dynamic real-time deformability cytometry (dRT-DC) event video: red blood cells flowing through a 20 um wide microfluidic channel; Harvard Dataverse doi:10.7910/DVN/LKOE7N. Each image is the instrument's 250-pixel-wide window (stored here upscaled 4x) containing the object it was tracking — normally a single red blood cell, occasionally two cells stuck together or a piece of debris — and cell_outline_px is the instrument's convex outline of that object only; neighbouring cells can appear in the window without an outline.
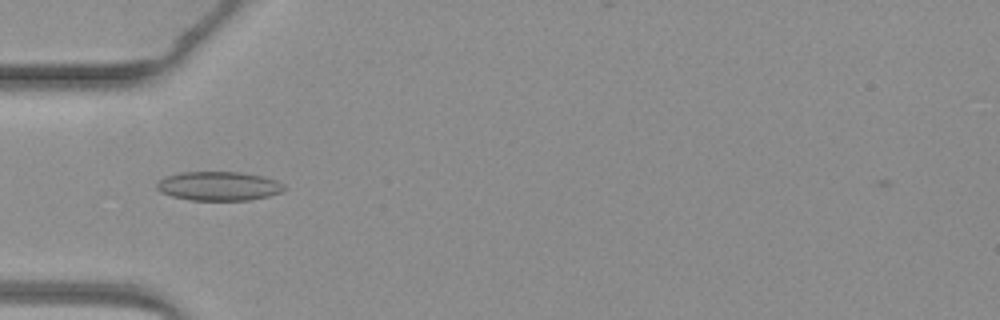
{"species": "common noctule bat (a hibernating species)", "species_latin": "Nyctalus noctula", "temperature_condition": "warm", "stored_images_in_passage": 4, "camera_frame_rate_fps": 3000, "um_per_image_px": 0.085, "animal": {"sex": "female", "body_mass_g": 19.3, "forearm_length_mm": 54.1}, "frame": {"image": 1, "passage_image": 4, "time_ms": 4.667, "image_size_px": [1000, 320], "cell_outline_px": [[288, 188], [280, 192], [268, 196], [248, 200], [192, 200], [172, 196], [160, 192], [156, 188], [156, 184], [160, 180], [168, 176], [180, 172], [240, 172], [264, 176], [276, 180], [284, 184]], "centroid_in_image_um": [18.62, 15.81], "position_along_channel_um": 66.4, "area_um2": 21.56}}